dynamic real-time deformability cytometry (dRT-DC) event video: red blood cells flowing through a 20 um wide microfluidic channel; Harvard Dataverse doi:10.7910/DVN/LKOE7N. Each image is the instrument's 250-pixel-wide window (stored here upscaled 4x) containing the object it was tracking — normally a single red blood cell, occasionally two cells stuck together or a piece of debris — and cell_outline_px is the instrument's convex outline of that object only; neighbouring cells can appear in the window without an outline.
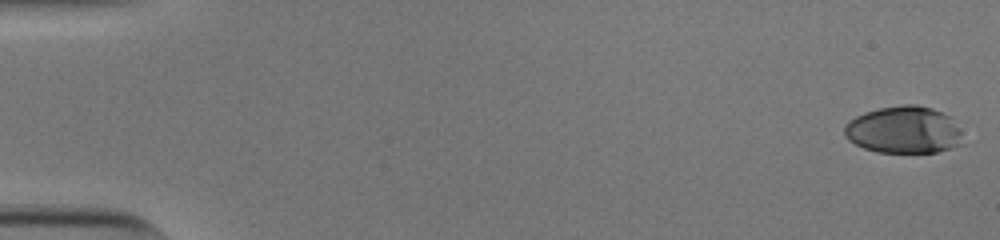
{"species": "human", "species_latin": "Homo sapiens", "temperature_condition": "cold", "stored_images_in_passage": 54, "camera_frame_rate_fps": 3000, "um_per_image_px": 0.085, "donor": {"sex": "male"}, "frame": {"image": 1, "passage_image": 1, "time_ms": 0.0, "image_size_px": [1000, 240], "cell_outline_px": [[964, 144], [936, 152], [876, 152], [864, 148], [848, 140], [844, 136], [844, 124], [848, 120], [864, 112], [880, 108], [904, 104], [916, 104], [932, 108], [952, 116], [960, 128]], "centroid_in_image_um": [76.84, 11.03], "position_along_channel_um": 8.2, "area_um2": 33.0}}
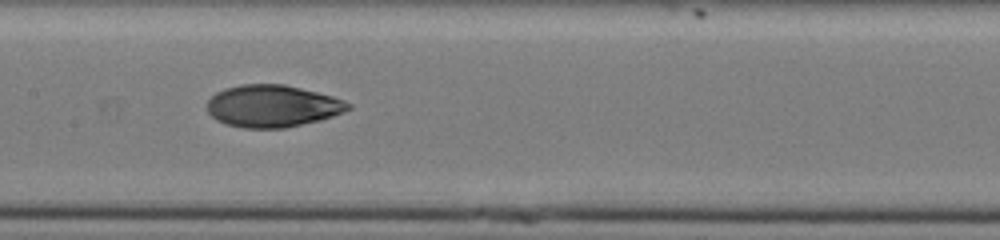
{"frame": {"image": 2, "passage_image": 28, "time_ms": 9.0, "image_size_px": [1000, 240], "cell_outline_px": [[352, 108], [344, 112], [320, 120], [284, 128], [244, 128], [224, 124], [216, 120], [208, 112], [208, 100], [216, 92], [224, 88], [240, 84], [284, 84], [332, 96], [344, 100], [352, 104]], "centroid_in_image_um": [23.15, 9.01], "position_along_channel_um": 184.2, "area_um2": 34.68}}
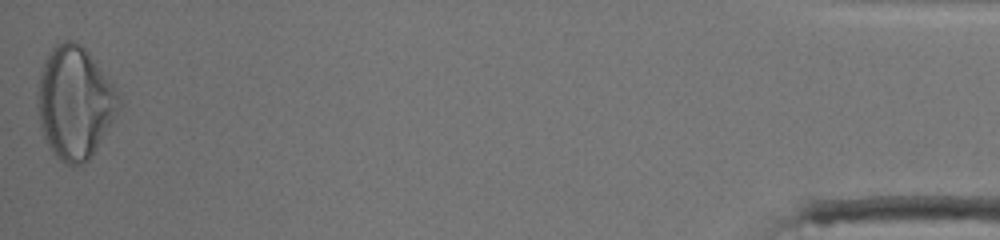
{"frame": {"image": 3, "passage_image": 54, "time_ms": 17.667, "image_size_px": [1000, 240], "cell_outline_px": [[120, 108], [96, 148], [88, 160], [84, 164], [68, 164], [60, 160], [56, 156], [44, 140], [40, 124], [36, 104], [36, 92], [40, 72], [44, 60], [48, 52], [56, 44], [64, 40], [76, 40], [88, 52], [112, 84], [120, 96]], "centroid_in_image_um": [6.31, 8.7], "position_along_channel_um": 428.9, "area_um2": 53.06}, "authors_computed_cell_mechanics": {"area_um2": 34.4199, "velocity_mm_per_s": 3.8397, "shape_relaxation_time_tau1_ms": 6.4723, "shape_relaxation_time_tau2_ms": 1.5521, "deformation_change_tau1": 0.2379, "deformation_change_tau2": 0.056}}